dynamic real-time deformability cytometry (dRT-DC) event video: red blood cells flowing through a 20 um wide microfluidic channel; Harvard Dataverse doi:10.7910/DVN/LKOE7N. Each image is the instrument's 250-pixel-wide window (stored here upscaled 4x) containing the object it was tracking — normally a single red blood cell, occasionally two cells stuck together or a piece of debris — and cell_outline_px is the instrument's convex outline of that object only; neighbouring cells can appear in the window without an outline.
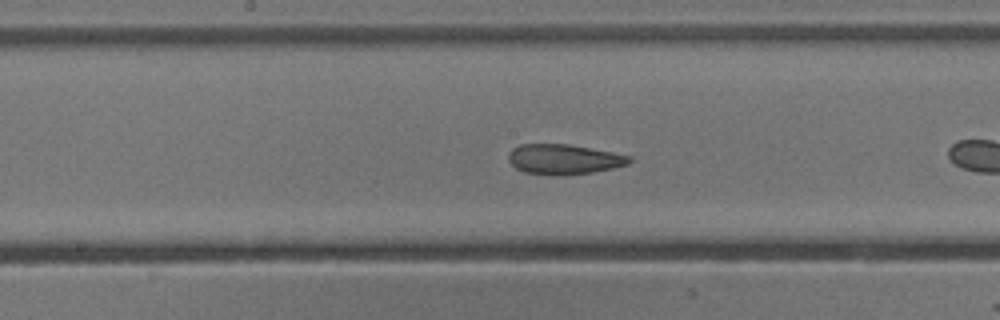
{"species": "common noctule bat (a hibernating species)", "species_latin": "Nyctalus noctula", "temperature_condition": "cold", "stored_images_in_passage": 29, "camera_frame_rate_fps": 3000, "um_per_image_px": 0.085, "animal": {"sex": "male", "body_mass_g": 13.3}, "frame": {"image": 1, "passage_image": 13, "time_ms": 4.0, "image_size_px": [1000, 320], "cell_outline_px": [[632, 160], [628, 164], [612, 168], [592, 172], [524, 172], [516, 168], [508, 160], [508, 152], [512, 148], [520, 144], [568, 144], [612, 152], [632, 156]], "centroid_in_image_um": [47.93, 13.48], "position_along_channel_um": 200.3, "area_um2": 20.23}}